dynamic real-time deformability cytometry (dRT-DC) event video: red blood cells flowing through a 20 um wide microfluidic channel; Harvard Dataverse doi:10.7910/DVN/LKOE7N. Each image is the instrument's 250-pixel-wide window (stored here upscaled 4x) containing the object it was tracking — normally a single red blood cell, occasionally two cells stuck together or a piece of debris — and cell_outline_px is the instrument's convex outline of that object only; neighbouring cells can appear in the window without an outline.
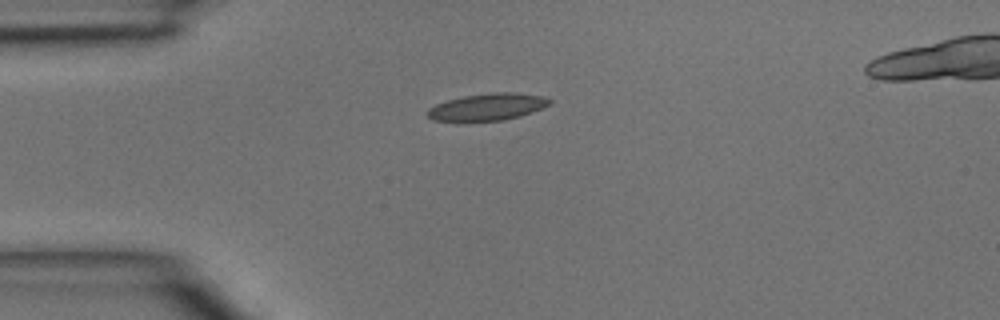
{"species": "common noctule bat (a hibernating species)", "species_latin": "Nyctalus noctula", "temperature_condition": "room temperature", "stored_images_in_passage": 2, "camera_frame_rate_fps": 3000, "um_per_image_px": 0.085, "animal": {"sex": "male", "body_mass_g": 15.6}, "frame": {"image": 1, "passage_image": 1, "time_ms": 0.0, "image_size_px": [1000, 320], "cell_outline_px": [[552, 104], [520, 116], [504, 120], [460, 124], [432, 120], [424, 112], [428, 108], [436, 104], [448, 100], [464, 96], [496, 92], [508, 92], [540, 96], [552, 100]], "centroid_in_image_um": [41.32, 9.15], "position_along_channel_um": 43.7, "area_um2": 19.83}}